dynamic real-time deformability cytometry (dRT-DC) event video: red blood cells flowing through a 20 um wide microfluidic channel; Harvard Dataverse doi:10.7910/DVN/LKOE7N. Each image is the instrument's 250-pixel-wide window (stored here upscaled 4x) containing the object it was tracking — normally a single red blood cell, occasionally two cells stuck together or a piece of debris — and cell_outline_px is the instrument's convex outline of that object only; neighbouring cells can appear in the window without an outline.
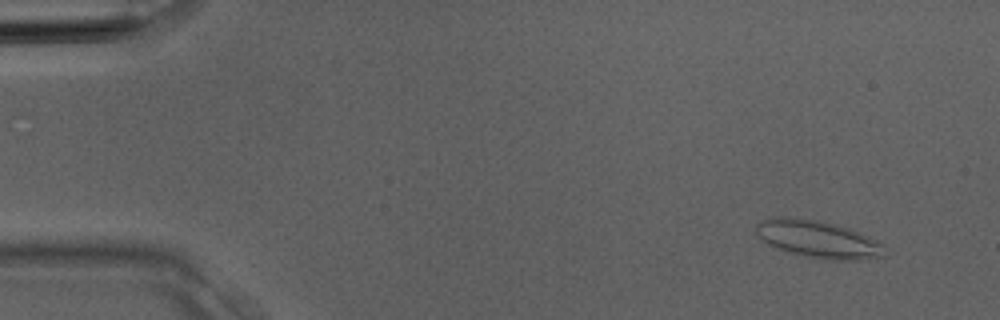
{"species": "Egyptian fruit bat (a non-hibernating species)", "species_latin": "Rousettus aegyptiacus", "temperature_condition": "room temperature", "stored_images_in_passage": 3, "camera_frame_rate_fps": 3000, "um_per_image_px": 0.085, "animal": {"sex": "male"}, "frame": {"image": 1, "passage_image": 1, "time_ms": 0.0, "image_size_px": [1000, 320], "cell_outline_px": [[884, 256], [860, 260], [832, 260], [808, 256], [788, 252], [772, 248], [756, 236], [756, 224], [768, 216], [788, 216], [824, 220], [848, 228], [868, 236], [876, 240], [880, 244]], "centroid_in_image_um": [69.42, 20.3], "position_along_channel_um": 15.6, "area_um2": 28.32}}